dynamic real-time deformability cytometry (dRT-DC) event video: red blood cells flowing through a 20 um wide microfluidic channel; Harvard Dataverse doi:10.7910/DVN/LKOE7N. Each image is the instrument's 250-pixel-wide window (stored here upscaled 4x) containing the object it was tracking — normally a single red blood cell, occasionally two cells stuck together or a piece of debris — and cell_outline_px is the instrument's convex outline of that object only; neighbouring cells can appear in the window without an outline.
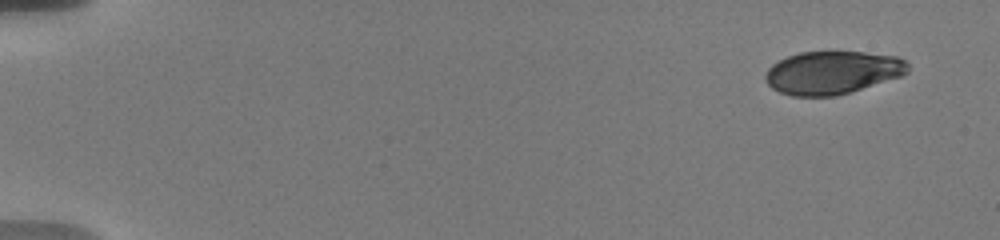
{"species": "human", "species_latin": "Homo sapiens", "temperature_condition": "warm", "stored_images_in_passage": 40, "camera_frame_rate_fps": 3000, "um_per_image_px": 0.085, "donor": {"sex": "male"}, "frame": {"image": 1, "passage_image": 1, "time_ms": 0.0, "image_size_px": [1000, 240], "cell_outline_px": [[908, 72], [900, 76], [836, 96], [792, 96], [780, 92], [772, 88], [768, 84], [764, 76], [768, 68], [772, 64], [788, 56], [800, 52], [864, 52], [896, 56], [904, 60], [908, 64]], "centroid_in_image_um": [70.72, 6.16], "position_along_channel_um": 14.3, "area_um2": 35.43}}
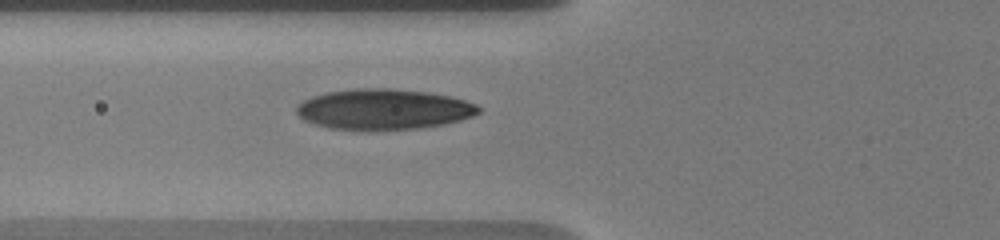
{"frame": {"image": 2, "passage_image": 30, "time_ms": 6.333, "image_size_px": [1000, 240], "cell_outline_px": [[480, 112], [472, 116], [460, 120], [444, 124], [420, 128], [368, 132], [328, 128], [304, 120], [296, 112], [296, 104], [312, 96], [328, 92], [356, 88], [388, 88], [428, 92], [448, 96], [464, 100], [476, 104], [480, 108]], "centroid_in_image_um": [32.57, 9.31], "position_along_channel_um": 93.2, "area_um2": 43.58}}
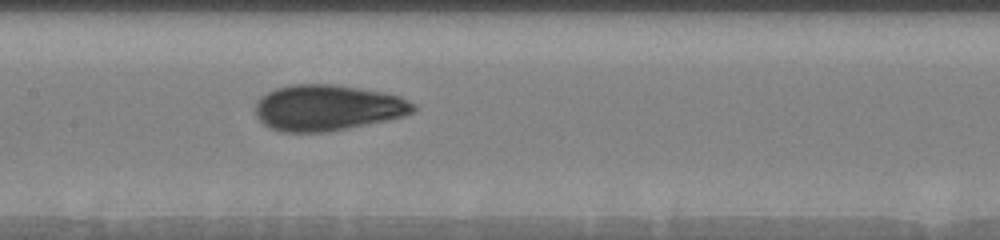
{"frame": {"image": 3, "passage_image": 40, "time_ms": 8.667, "image_size_px": [1000, 240], "cell_outline_px": [[416, 108], [412, 112], [404, 116], [388, 120], [328, 132], [280, 132], [268, 128], [256, 116], [256, 100], [260, 96], [276, 88], [292, 84], [332, 84], [384, 92], [400, 96], [416, 104]], "centroid_in_image_um": [27.83, 9.16], "position_along_channel_um": 179.6, "area_um2": 42.48}}